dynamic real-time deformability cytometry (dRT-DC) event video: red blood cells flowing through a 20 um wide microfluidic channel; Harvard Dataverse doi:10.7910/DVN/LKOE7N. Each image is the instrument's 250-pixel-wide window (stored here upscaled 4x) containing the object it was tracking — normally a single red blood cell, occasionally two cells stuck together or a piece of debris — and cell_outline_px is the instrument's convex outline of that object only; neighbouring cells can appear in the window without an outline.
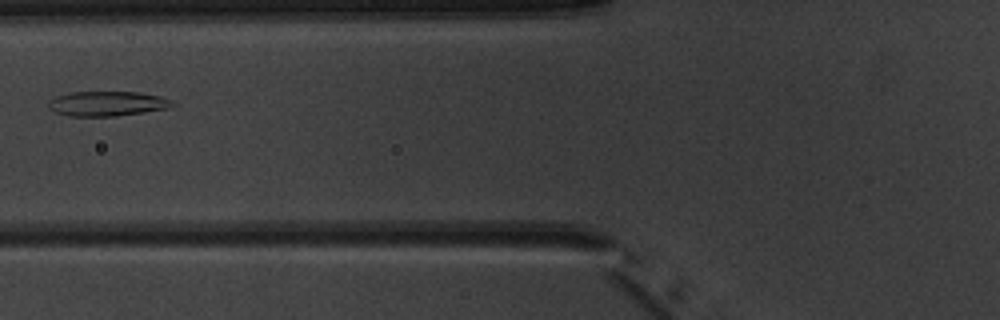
{"species": "common noctule bat (a hibernating species)", "species_latin": "Nyctalus noctula", "temperature_condition": "warm", "stored_images_in_passage": 2, "camera_frame_rate_fps": 3000, "um_per_image_px": 0.085, "animal": {"sex": "male", "body_mass_g": 20.1, "forearm_length_mm": 53.5}, "frame": {"image": 1, "passage_image": 2, "time_ms": 1.0, "image_size_px": [1000, 320], "cell_outline_px": [[176, 104], [168, 108], [144, 112], [116, 116], [68, 116], [56, 112], [48, 108], [48, 100], [56, 96], [72, 92], [140, 92], [160, 96], [172, 100]], "centroid_in_image_um": [9.11, 8.81], "position_along_channel_um": 116.7, "area_um2": 17.98}}